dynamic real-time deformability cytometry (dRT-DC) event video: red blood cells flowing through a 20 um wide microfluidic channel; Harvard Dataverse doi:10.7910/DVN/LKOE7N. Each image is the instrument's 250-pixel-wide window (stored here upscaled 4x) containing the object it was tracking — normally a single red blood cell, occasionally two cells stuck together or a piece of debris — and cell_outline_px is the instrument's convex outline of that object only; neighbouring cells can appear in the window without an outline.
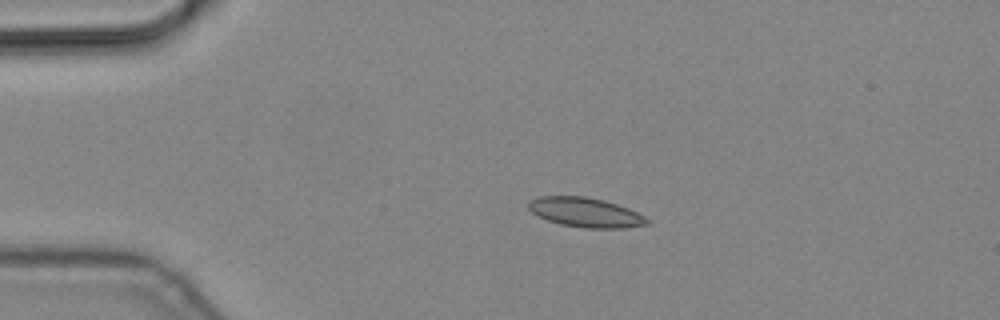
{"species": "common noctule bat (a hibernating species)", "species_latin": "Nyctalus noctula", "temperature_condition": "cold", "stored_images_in_passage": 5, "camera_frame_rate_fps": 3000, "um_per_image_px": 0.085, "animal": {"sex": "male", "body_mass_g": 19.2, "forearm_length_mm": 51.8}, "frame": {"image": 1, "passage_image": 3, "time_ms": 0.667, "image_size_px": [1000, 320], "cell_outline_px": [[652, 220], [648, 224], [624, 228], [584, 228], [560, 224], [548, 220], [532, 212], [528, 208], [528, 200], [540, 196], [584, 196], [604, 200], [628, 208]], "centroid_in_image_um": [49.77, 18.05], "position_along_channel_um": 35.2, "area_um2": 20.4}}
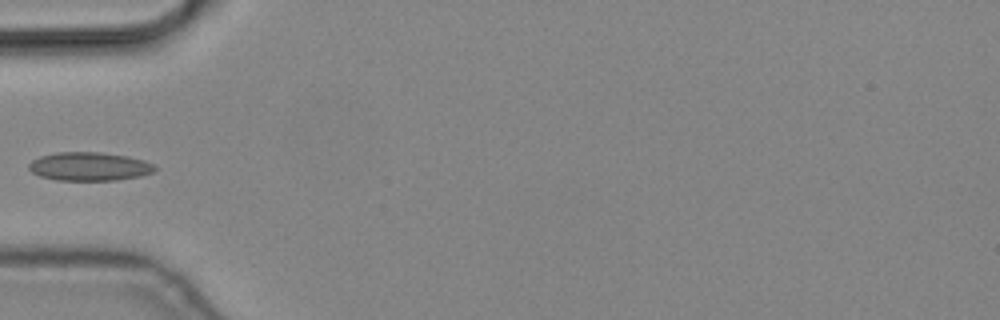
{"frame": {"image": 2, "passage_image": 5, "time_ms": 1.333, "image_size_px": [1000, 320], "cell_outline_px": [[156, 168], [152, 172], [140, 176], [116, 180], [56, 180], [40, 176], [32, 172], [28, 168], [28, 164], [32, 160], [40, 156], [56, 152], [100, 152], [128, 156], [144, 160], [152, 164]], "centroid_in_image_um": [7.56, 14.14], "position_along_channel_um": 77.4, "area_um2": 20.92}}